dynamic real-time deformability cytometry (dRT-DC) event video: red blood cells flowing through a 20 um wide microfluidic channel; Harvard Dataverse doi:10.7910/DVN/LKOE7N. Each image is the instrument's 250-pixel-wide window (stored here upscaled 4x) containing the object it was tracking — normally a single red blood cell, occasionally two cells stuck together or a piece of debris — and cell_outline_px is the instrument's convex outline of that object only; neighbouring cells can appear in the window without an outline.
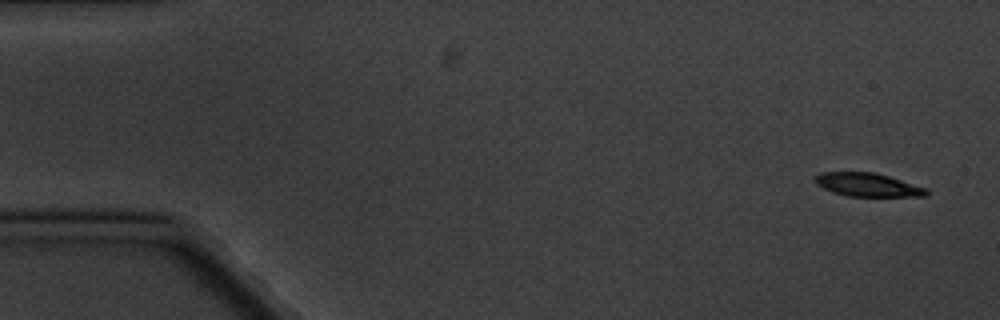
{"species": "common noctule bat (a hibernating species)", "species_latin": "Nyctalus noctula", "temperature_condition": "cold", "stored_images_in_passage": 6, "segment_of_instrument_passage": [2, 2], "camera_frame_rate_fps": 3000, "um_per_image_px": 0.085, "animal": {"sex": "male", "body_mass_g": 20.1, "forearm_length_mm": 53.5}, "frame": {"image": 1, "passage_image": 6, "time_ms": 7.0, "image_size_px": [1000, 320], "cell_outline_px": [[928, 196], [848, 196], [832, 192], [816, 184], [812, 180], [820, 172], [876, 172], [928, 188]], "centroid_in_image_um": [73.75, 15.7], "position_along_channel_um": 11.2, "area_um2": 15.32}}